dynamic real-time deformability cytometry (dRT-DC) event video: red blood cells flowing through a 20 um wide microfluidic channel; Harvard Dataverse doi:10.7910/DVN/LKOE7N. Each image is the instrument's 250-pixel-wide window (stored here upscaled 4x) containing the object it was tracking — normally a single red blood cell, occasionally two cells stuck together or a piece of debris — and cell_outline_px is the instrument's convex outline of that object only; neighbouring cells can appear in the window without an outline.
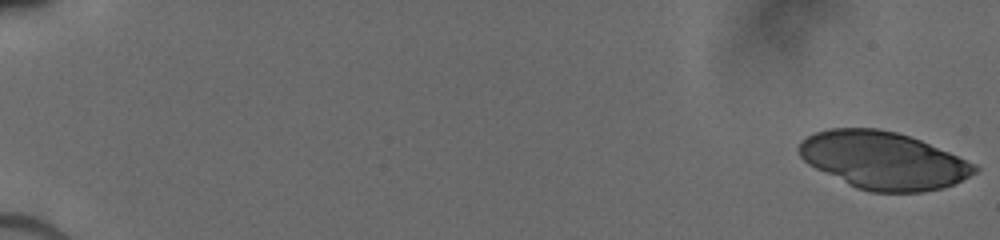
{"species": "human", "species_latin": "Homo sapiens", "temperature_condition": "cold", "stored_images_in_passage": 33, "camera_frame_rate_fps": 3000, "um_per_image_px": 0.085, "donor": {"sex": "male"}, "frame": {"image": 1, "passage_image": 1, "time_ms": 0.0, "image_size_px": [1000, 240], "cell_outline_px": [[980, 168], [976, 172], [944, 188], [924, 192], [872, 192], [856, 188], [808, 164], [800, 156], [796, 148], [808, 136], [816, 132], [828, 128], [880, 128], [896, 132], [920, 140], [976, 164]], "centroid_in_image_um": [75.06, 13.63], "position_along_channel_um": 9.9, "area_um2": 58.44}}
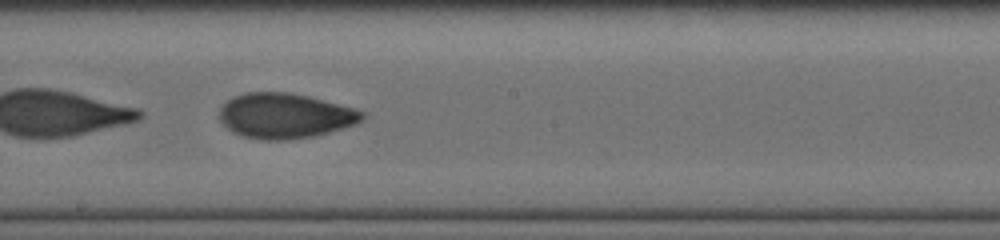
{"frame": {"image": 2, "passage_image": 15, "time_ms": 10.333, "image_size_px": [1000, 240], "cell_outline_px": [[368, 116], [364, 120], [356, 124], [328, 132], [312, 136], [284, 140], [260, 140], [244, 136], [232, 132], [220, 120], [220, 108], [232, 96], [244, 92], [288, 92], [308, 96], [352, 108], [364, 112]], "centroid_in_image_um": [24.22, 9.84], "position_along_channel_um": 224.0, "area_um2": 37.45}}
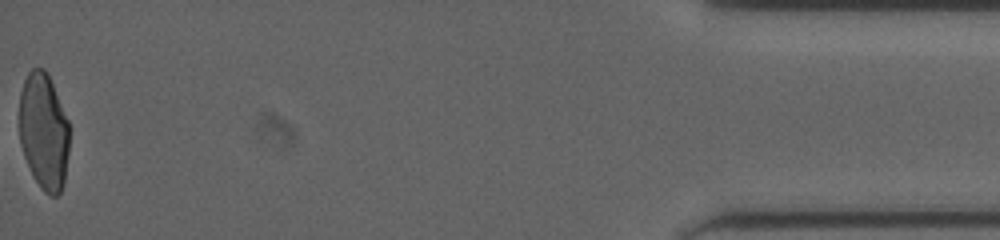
{"frame": {"image": 3, "passage_image": 33, "time_ms": 17.333, "image_size_px": [1000, 240], "cell_outline_px": [[68, 152], [64, 184], [60, 192], [56, 196], [52, 196], [44, 192], [40, 188], [32, 176], [24, 156], [20, 144], [20, 92], [24, 80], [28, 72], [32, 68], [44, 68], [52, 84], [68, 120]], "centroid_in_image_um": [3.71, 11.2], "position_along_channel_um": 431.5, "area_um2": 33.93}}